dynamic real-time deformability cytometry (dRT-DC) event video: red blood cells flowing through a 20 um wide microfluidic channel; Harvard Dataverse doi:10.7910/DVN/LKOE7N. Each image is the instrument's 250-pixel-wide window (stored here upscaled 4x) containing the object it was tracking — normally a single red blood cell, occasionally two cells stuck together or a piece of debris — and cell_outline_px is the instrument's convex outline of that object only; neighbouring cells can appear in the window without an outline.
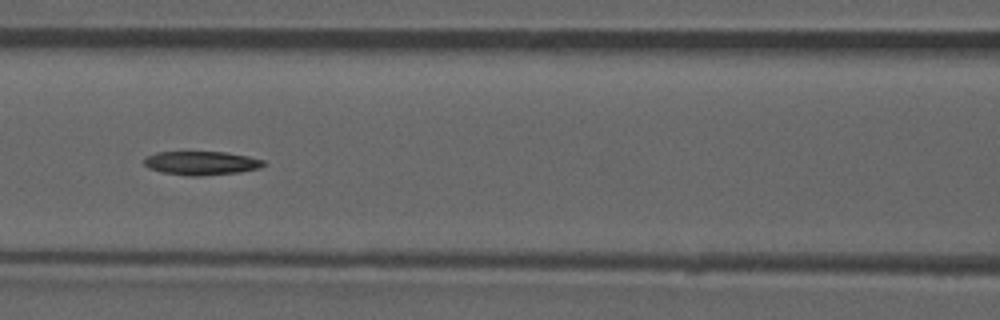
{"species": "common noctule bat (a hibernating species)", "species_latin": "Nyctalus noctula", "temperature_condition": "room temperature", "stored_images_in_passage": 51, "camera_frame_rate_fps": 3000, "um_per_image_px": 0.085, "animal": {"sex": "male", "forearm_length_mm": 52.5}, "frame": {"image": 1, "passage_image": 22, "time_ms": 7.0, "image_size_px": [1000, 320], "cell_outline_px": [[268, 164], [260, 168], [240, 172], [200, 176], [188, 176], [160, 172], [148, 168], [144, 164], [144, 160], [148, 156], [156, 152], [228, 152], [248, 156], [264, 160]], "centroid_in_image_um": [17.15, 13.86], "position_along_channel_um": 149.5, "area_um2": 16.7}}